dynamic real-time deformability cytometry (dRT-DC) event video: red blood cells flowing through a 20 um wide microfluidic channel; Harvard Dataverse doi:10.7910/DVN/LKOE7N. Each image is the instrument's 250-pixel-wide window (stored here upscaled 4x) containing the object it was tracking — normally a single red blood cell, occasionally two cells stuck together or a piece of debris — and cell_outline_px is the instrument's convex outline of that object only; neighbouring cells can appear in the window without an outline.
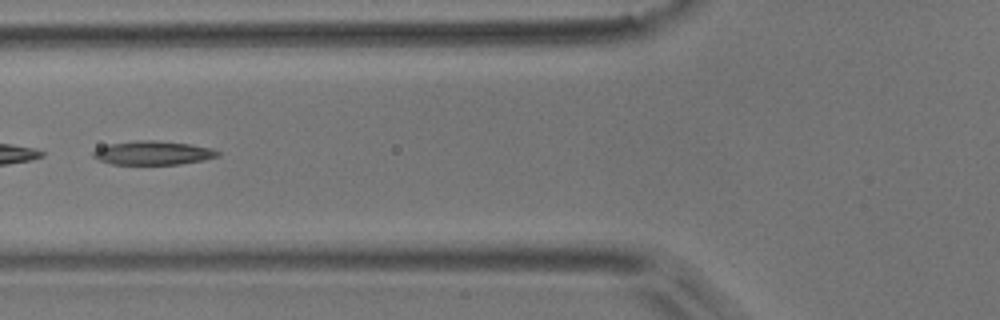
{"species": "common noctule bat (a hibernating species)", "species_latin": "Nyctalus noctula", "temperature_condition": "room temperature", "stored_images_in_passage": 5, "camera_frame_rate_fps": 3000, "um_per_image_px": 0.085, "animal": {"sex": "male", "body_mass_g": 17.9}, "frame": {"image": 1, "passage_image": 5, "time_ms": 1.333, "image_size_px": [1000, 320], "cell_outline_px": [[220, 156], [204, 160], [180, 164], [112, 164], [100, 160], [92, 156], [92, 152], [96, 148], [108, 144], [140, 140], [152, 140], [188, 144], [212, 148], [220, 152]], "centroid_in_image_um": [13.0, 13.0], "position_along_channel_um": 112.8, "area_um2": 17.22}}